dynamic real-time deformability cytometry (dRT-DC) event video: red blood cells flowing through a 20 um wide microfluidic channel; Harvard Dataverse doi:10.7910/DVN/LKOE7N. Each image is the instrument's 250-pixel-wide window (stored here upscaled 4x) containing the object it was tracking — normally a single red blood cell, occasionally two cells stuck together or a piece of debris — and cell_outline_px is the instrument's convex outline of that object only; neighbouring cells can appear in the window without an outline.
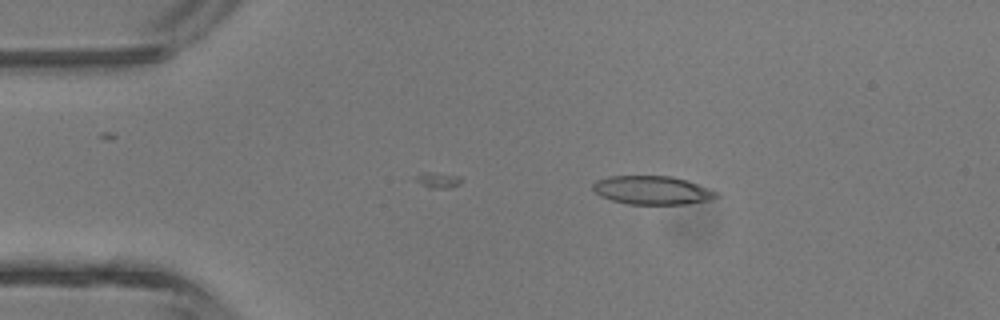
{"species": "common noctule bat (a hibernating species)", "species_latin": "Nyctalus noctula", "temperature_condition": "room temperature", "stored_images_in_passage": 3, "camera_frame_rate_fps": 3000, "um_per_image_px": 0.085, "animal": {"sex": "male", "body_mass_g": 13.3}, "frame": {"image": 1, "passage_image": 1, "time_ms": 0.0, "image_size_px": [1000, 320], "cell_outline_px": [[720, 196], [708, 200], [684, 204], [628, 204], [612, 200], [600, 196], [592, 188], [592, 184], [596, 180], [608, 176], [672, 176], [688, 180], [716, 192]], "centroid_in_image_um": [55.41, 16.16], "position_along_channel_um": 29.6, "area_um2": 20.46}}
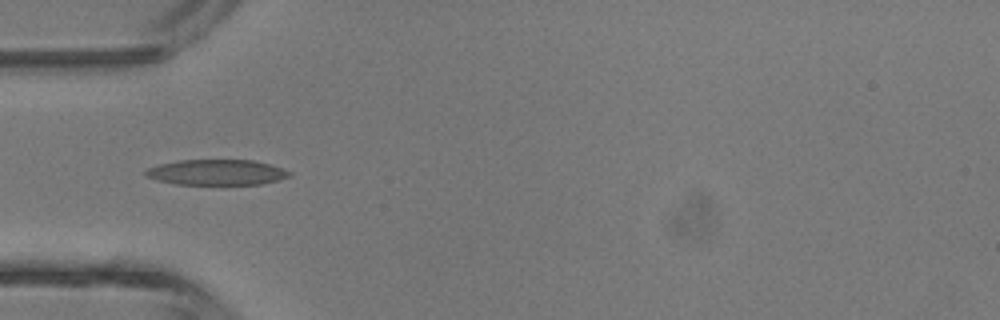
{"frame": {"image": 2, "passage_image": 3, "time_ms": 2.0, "image_size_px": [1000, 320], "cell_outline_px": [[292, 176], [280, 180], [260, 184], [176, 184], [160, 180], [148, 176], [144, 172], [148, 168], [160, 164], [180, 160], [252, 160], [268, 164], [292, 172]], "centroid_in_image_um": [18.47, 14.64], "position_along_channel_um": 66.5, "area_um2": 21.1}}